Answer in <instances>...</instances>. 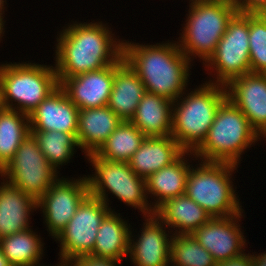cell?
Wrapping results in <instances>:
<instances>
[{
    "instance_id": "cell-1",
    "label": "cell",
    "mask_w": 266,
    "mask_h": 266,
    "mask_svg": "<svg viewBox=\"0 0 266 266\" xmlns=\"http://www.w3.org/2000/svg\"><path fill=\"white\" fill-rule=\"evenodd\" d=\"M101 22L68 26L57 38V78H69L116 64L122 58V41L116 42Z\"/></svg>"
},
{
    "instance_id": "cell-2",
    "label": "cell",
    "mask_w": 266,
    "mask_h": 266,
    "mask_svg": "<svg viewBox=\"0 0 266 266\" xmlns=\"http://www.w3.org/2000/svg\"><path fill=\"white\" fill-rule=\"evenodd\" d=\"M178 43L149 46L122 42V58L138 74L145 91L174 103L184 94L191 62Z\"/></svg>"
},
{
    "instance_id": "cell-3",
    "label": "cell",
    "mask_w": 266,
    "mask_h": 266,
    "mask_svg": "<svg viewBox=\"0 0 266 266\" xmlns=\"http://www.w3.org/2000/svg\"><path fill=\"white\" fill-rule=\"evenodd\" d=\"M202 86L178 101L172 110L171 136L191 154L204 142L218 108L227 99L225 85L209 82Z\"/></svg>"
},
{
    "instance_id": "cell-4",
    "label": "cell",
    "mask_w": 266,
    "mask_h": 266,
    "mask_svg": "<svg viewBox=\"0 0 266 266\" xmlns=\"http://www.w3.org/2000/svg\"><path fill=\"white\" fill-rule=\"evenodd\" d=\"M260 139L247 117L228 98L218 108L202 145L193 155L207 162L238 165L241 153Z\"/></svg>"
},
{
    "instance_id": "cell-5",
    "label": "cell",
    "mask_w": 266,
    "mask_h": 266,
    "mask_svg": "<svg viewBox=\"0 0 266 266\" xmlns=\"http://www.w3.org/2000/svg\"><path fill=\"white\" fill-rule=\"evenodd\" d=\"M190 8L178 45L189 60L196 54L207 62L238 11L231 0L193 1Z\"/></svg>"
},
{
    "instance_id": "cell-6",
    "label": "cell",
    "mask_w": 266,
    "mask_h": 266,
    "mask_svg": "<svg viewBox=\"0 0 266 266\" xmlns=\"http://www.w3.org/2000/svg\"><path fill=\"white\" fill-rule=\"evenodd\" d=\"M236 166L226 162L203 161L200 167L190 168L185 194L205 209L212 218L242 213L230 180Z\"/></svg>"
},
{
    "instance_id": "cell-7",
    "label": "cell",
    "mask_w": 266,
    "mask_h": 266,
    "mask_svg": "<svg viewBox=\"0 0 266 266\" xmlns=\"http://www.w3.org/2000/svg\"><path fill=\"white\" fill-rule=\"evenodd\" d=\"M60 86L52 66L14 63L0 66V88L5 108L30 114L44 99ZM18 102L12 107L10 101Z\"/></svg>"
},
{
    "instance_id": "cell-8",
    "label": "cell",
    "mask_w": 266,
    "mask_h": 266,
    "mask_svg": "<svg viewBox=\"0 0 266 266\" xmlns=\"http://www.w3.org/2000/svg\"><path fill=\"white\" fill-rule=\"evenodd\" d=\"M85 156L95 168V176L86 177L90 195L108 204L107 188L124 203L140 209L145 218L155 214L148 205L145 179L137 176L128 162L105 160L94 153Z\"/></svg>"
},
{
    "instance_id": "cell-9",
    "label": "cell",
    "mask_w": 266,
    "mask_h": 266,
    "mask_svg": "<svg viewBox=\"0 0 266 266\" xmlns=\"http://www.w3.org/2000/svg\"><path fill=\"white\" fill-rule=\"evenodd\" d=\"M56 172L29 134L0 174L9 179L6 182L37 202L58 179Z\"/></svg>"
},
{
    "instance_id": "cell-10",
    "label": "cell",
    "mask_w": 266,
    "mask_h": 266,
    "mask_svg": "<svg viewBox=\"0 0 266 266\" xmlns=\"http://www.w3.org/2000/svg\"><path fill=\"white\" fill-rule=\"evenodd\" d=\"M207 63L217 71L216 84L220 85L226 86L233 78L251 73L249 13L237 12L232 17Z\"/></svg>"
},
{
    "instance_id": "cell-11",
    "label": "cell",
    "mask_w": 266,
    "mask_h": 266,
    "mask_svg": "<svg viewBox=\"0 0 266 266\" xmlns=\"http://www.w3.org/2000/svg\"><path fill=\"white\" fill-rule=\"evenodd\" d=\"M111 211L102 200L88 195L65 228L56 237L60 241L62 263L89 255L102 220Z\"/></svg>"
},
{
    "instance_id": "cell-12",
    "label": "cell",
    "mask_w": 266,
    "mask_h": 266,
    "mask_svg": "<svg viewBox=\"0 0 266 266\" xmlns=\"http://www.w3.org/2000/svg\"><path fill=\"white\" fill-rule=\"evenodd\" d=\"M89 194L86 177L74 181L64 178L57 179L37 201L36 207L43 209L48 230L55 239Z\"/></svg>"
},
{
    "instance_id": "cell-13",
    "label": "cell",
    "mask_w": 266,
    "mask_h": 266,
    "mask_svg": "<svg viewBox=\"0 0 266 266\" xmlns=\"http://www.w3.org/2000/svg\"><path fill=\"white\" fill-rule=\"evenodd\" d=\"M227 98L247 117L262 136L266 132V74L249 73L233 78L226 86Z\"/></svg>"
},
{
    "instance_id": "cell-14",
    "label": "cell",
    "mask_w": 266,
    "mask_h": 266,
    "mask_svg": "<svg viewBox=\"0 0 266 266\" xmlns=\"http://www.w3.org/2000/svg\"><path fill=\"white\" fill-rule=\"evenodd\" d=\"M242 214L229 217H215L196 229L191 236L202 245L219 263L242 255L245 240L236 223ZM234 219V220H233Z\"/></svg>"
},
{
    "instance_id": "cell-15",
    "label": "cell",
    "mask_w": 266,
    "mask_h": 266,
    "mask_svg": "<svg viewBox=\"0 0 266 266\" xmlns=\"http://www.w3.org/2000/svg\"><path fill=\"white\" fill-rule=\"evenodd\" d=\"M114 80V64L69 78H58L60 87L80 109L108 104Z\"/></svg>"
},
{
    "instance_id": "cell-16",
    "label": "cell",
    "mask_w": 266,
    "mask_h": 266,
    "mask_svg": "<svg viewBox=\"0 0 266 266\" xmlns=\"http://www.w3.org/2000/svg\"><path fill=\"white\" fill-rule=\"evenodd\" d=\"M79 108L59 86L30 114V131L77 133Z\"/></svg>"
},
{
    "instance_id": "cell-17",
    "label": "cell",
    "mask_w": 266,
    "mask_h": 266,
    "mask_svg": "<svg viewBox=\"0 0 266 266\" xmlns=\"http://www.w3.org/2000/svg\"><path fill=\"white\" fill-rule=\"evenodd\" d=\"M147 217L137 241L134 242L129 236L128 254L136 266H169L171 239L167 237L162 221L155 214Z\"/></svg>"
},
{
    "instance_id": "cell-18",
    "label": "cell",
    "mask_w": 266,
    "mask_h": 266,
    "mask_svg": "<svg viewBox=\"0 0 266 266\" xmlns=\"http://www.w3.org/2000/svg\"><path fill=\"white\" fill-rule=\"evenodd\" d=\"M138 74L121 58L114 64V80L107 106L122 120L130 121L145 93Z\"/></svg>"
},
{
    "instance_id": "cell-19",
    "label": "cell",
    "mask_w": 266,
    "mask_h": 266,
    "mask_svg": "<svg viewBox=\"0 0 266 266\" xmlns=\"http://www.w3.org/2000/svg\"><path fill=\"white\" fill-rule=\"evenodd\" d=\"M184 152L171 135L146 137L128 163L137 176L146 180L151 174L175 162Z\"/></svg>"
},
{
    "instance_id": "cell-20",
    "label": "cell",
    "mask_w": 266,
    "mask_h": 266,
    "mask_svg": "<svg viewBox=\"0 0 266 266\" xmlns=\"http://www.w3.org/2000/svg\"><path fill=\"white\" fill-rule=\"evenodd\" d=\"M122 120L106 105L80 109L77 143L85 153H95L108 139Z\"/></svg>"
},
{
    "instance_id": "cell-21",
    "label": "cell",
    "mask_w": 266,
    "mask_h": 266,
    "mask_svg": "<svg viewBox=\"0 0 266 266\" xmlns=\"http://www.w3.org/2000/svg\"><path fill=\"white\" fill-rule=\"evenodd\" d=\"M174 105V102L163 96L145 92L130 122L146 137L169 136Z\"/></svg>"
},
{
    "instance_id": "cell-22",
    "label": "cell",
    "mask_w": 266,
    "mask_h": 266,
    "mask_svg": "<svg viewBox=\"0 0 266 266\" xmlns=\"http://www.w3.org/2000/svg\"><path fill=\"white\" fill-rule=\"evenodd\" d=\"M0 186V239L29 229V215L37 202L8 182Z\"/></svg>"
},
{
    "instance_id": "cell-23",
    "label": "cell",
    "mask_w": 266,
    "mask_h": 266,
    "mask_svg": "<svg viewBox=\"0 0 266 266\" xmlns=\"http://www.w3.org/2000/svg\"><path fill=\"white\" fill-rule=\"evenodd\" d=\"M155 215L165 226L178 228V233L174 234L187 235L212 219L205 209L186 194L166 200L155 210Z\"/></svg>"
},
{
    "instance_id": "cell-24",
    "label": "cell",
    "mask_w": 266,
    "mask_h": 266,
    "mask_svg": "<svg viewBox=\"0 0 266 266\" xmlns=\"http://www.w3.org/2000/svg\"><path fill=\"white\" fill-rule=\"evenodd\" d=\"M128 225L120 214L110 211L102 220L98 229L93 251L89 256L120 260L129 253Z\"/></svg>"
},
{
    "instance_id": "cell-25",
    "label": "cell",
    "mask_w": 266,
    "mask_h": 266,
    "mask_svg": "<svg viewBox=\"0 0 266 266\" xmlns=\"http://www.w3.org/2000/svg\"><path fill=\"white\" fill-rule=\"evenodd\" d=\"M184 152L175 162L161 168L151 174L146 180V194H152L159 198L152 207L154 211L170 198L185 194L186 182L190 172V165H187Z\"/></svg>"
},
{
    "instance_id": "cell-26",
    "label": "cell",
    "mask_w": 266,
    "mask_h": 266,
    "mask_svg": "<svg viewBox=\"0 0 266 266\" xmlns=\"http://www.w3.org/2000/svg\"><path fill=\"white\" fill-rule=\"evenodd\" d=\"M29 134L28 114L10 108H4L0 112V172L13 159Z\"/></svg>"
},
{
    "instance_id": "cell-27",
    "label": "cell",
    "mask_w": 266,
    "mask_h": 266,
    "mask_svg": "<svg viewBox=\"0 0 266 266\" xmlns=\"http://www.w3.org/2000/svg\"><path fill=\"white\" fill-rule=\"evenodd\" d=\"M145 138L130 121H122L94 154L105 160L128 162Z\"/></svg>"
},
{
    "instance_id": "cell-28",
    "label": "cell",
    "mask_w": 266,
    "mask_h": 266,
    "mask_svg": "<svg viewBox=\"0 0 266 266\" xmlns=\"http://www.w3.org/2000/svg\"><path fill=\"white\" fill-rule=\"evenodd\" d=\"M42 247L40 237L30 228L0 239L2 253L12 266H35L39 264L43 254Z\"/></svg>"
},
{
    "instance_id": "cell-29",
    "label": "cell",
    "mask_w": 266,
    "mask_h": 266,
    "mask_svg": "<svg viewBox=\"0 0 266 266\" xmlns=\"http://www.w3.org/2000/svg\"><path fill=\"white\" fill-rule=\"evenodd\" d=\"M48 163L57 171L58 165L69 161L75 152L77 133L59 131H30Z\"/></svg>"
},
{
    "instance_id": "cell-30",
    "label": "cell",
    "mask_w": 266,
    "mask_h": 266,
    "mask_svg": "<svg viewBox=\"0 0 266 266\" xmlns=\"http://www.w3.org/2000/svg\"><path fill=\"white\" fill-rule=\"evenodd\" d=\"M171 236V266H217L213 256L191 234Z\"/></svg>"
},
{
    "instance_id": "cell-31",
    "label": "cell",
    "mask_w": 266,
    "mask_h": 266,
    "mask_svg": "<svg viewBox=\"0 0 266 266\" xmlns=\"http://www.w3.org/2000/svg\"><path fill=\"white\" fill-rule=\"evenodd\" d=\"M251 73L266 74V13H249Z\"/></svg>"
},
{
    "instance_id": "cell-32",
    "label": "cell",
    "mask_w": 266,
    "mask_h": 266,
    "mask_svg": "<svg viewBox=\"0 0 266 266\" xmlns=\"http://www.w3.org/2000/svg\"><path fill=\"white\" fill-rule=\"evenodd\" d=\"M74 263H73V262ZM120 260L84 255L68 262L69 266H116Z\"/></svg>"
},
{
    "instance_id": "cell-33",
    "label": "cell",
    "mask_w": 266,
    "mask_h": 266,
    "mask_svg": "<svg viewBox=\"0 0 266 266\" xmlns=\"http://www.w3.org/2000/svg\"><path fill=\"white\" fill-rule=\"evenodd\" d=\"M238 12L266 13V0H231Z\"/></svg>"
},
{
    "instance_id": "cell-34",
    "label": "cell",
    "mask_w": 266,
    "mask_h": 266,
    "mask_svg": "<svg viewBox=\"0 0 266 266\" xmlns=\"http://www.w3.org/2000/svg\"><path fill=\"white\" fill-rule=\"evenodd\" d=\"M217 266H253L252 255L243 254L226 261L217 263Z\"/></svg>"
},
{
    "instance_id": "cell-35",
    "label": "cell",
    "mask_w": 266,
    "mask_h": 266,
    "mask_svg": "<svg viewBox=\"0 0 266 266\" xmlns=\"http://www.w3.org/2000/svg\"><path fill=\"white\" fill-rule=\"evenodd\" d=\"M252 263L253 266H266V253H263V255L259 254L258 256L252 255Z\"/></svg>"
},
{
    "instance_id": "cell-36",
    "label": "cell",
    "mask_w": 266,
    "mask_h": 266,
    "mask_svg": "<svg viewBox=\"0 0 266 266\" xmlns=\"http://www.w3.org/2000/svg\"><path fill=\"white\" fill-rule=\"evenodd\" d=\"M0 266H12L6 257L3 255L2 250L0 248Z\"/></svg>"
},
{
    "instance_id": "cell-37",
    "label": "cell",
    "mask_w": 266,
    "mask_h": 266,
    "mask_svg": "<svg viewBox=\"0 0 266 266\" xmlns=\"http://www.w3.org/2000/svg\"><path fill=\"white\" fill-rule=\"evenodd\" d=\"M1 15H2V14H0V36H1V34H2V32H3V28H4V27H3V26H4V25H3V24H4V23H3L4 21H2V20H3V17H2ZM0 38H1V37H0Z\"/></svg>"
},
{
    "instance_id": "cell-38",
    "label": "cell",
    "mask_w": 266,
    "mask_h": 266,
    "mask_svg": "<svg viewBox=\"0 0 266 266\" xmlns=\"http://www.w3.org/2000/svg\"><path fill=\"white\" fill-rule=\"evenodd\" d=\"M3 99H2V93L0 88V112L4 109Z\"/></svg>"
},
{
    "instance_id": "cell-39",
    "label": "cell",
    "mask_w": 266,
    "mask_h": 266,
    "mask_svg": "<svg viewBox=\"0 0 266 266\" xmlns=\"http://www.w3.org/2000/svg\"><path fill=\"white\" fill-rule=\"evenodd\" d=\"M4 2V0H0V14H3L2 10L4 9Z\"/></svg>"
},
{
    "instance_id": "cell-40",
    "label": "cell",
    "mask_w": 266,
    "mask_h": 266,
    "mask_svg": "<svg viewBox=\"0 0 266 266\" xmlns=\"http://www.w3.org/2000/svg\"><path fill=\"white\" fill-rule=\"evenodd\" d=\"M61 264V265H60ZM58 266H68V263H60Z\"/></svg>"
}]
</instances>
